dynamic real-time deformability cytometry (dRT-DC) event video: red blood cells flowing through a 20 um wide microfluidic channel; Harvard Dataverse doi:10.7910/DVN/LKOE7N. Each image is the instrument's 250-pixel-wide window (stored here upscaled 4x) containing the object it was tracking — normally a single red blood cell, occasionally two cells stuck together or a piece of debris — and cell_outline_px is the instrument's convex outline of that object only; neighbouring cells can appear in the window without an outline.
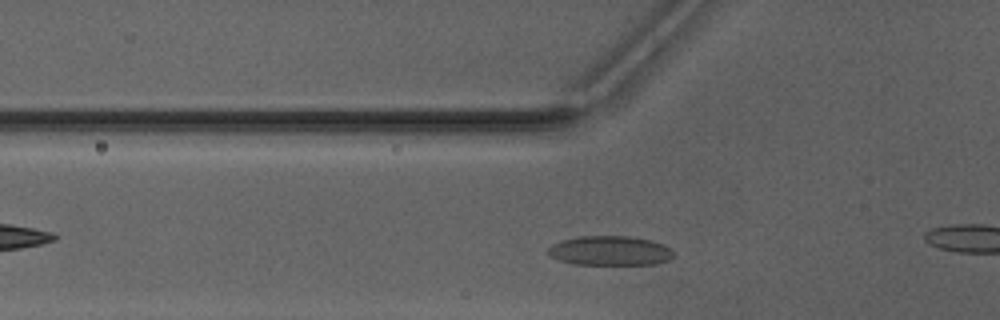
{"species": "Egyptian fruit bat (a non-hibernating species)", "species_latin": "Rousettus aegyptiacus", "temperature_condition": "warm", "stored_images_in_passage": 35, "camera_frame_rate_fps": 3000, "um_per_image_px": 0.085, "animal": {"sex": "male"}, "frame": {"image": 1, "passage_image": 11, "time_ms": 3.333, "image_size_px": [1000, 320], "cell_outline_px": [[676, 252], [668, 260], [656, 264], [572, 264], [556, 260], [548, 256], [548, 248], [552, 244], [560, 240], [580, 236], [628, 236], [652, 240], [664, 244], [672, 248]], "centroid_in_image_um": [51.84, 21.31], "position_along_channel_um": 74.0, "area_um2": 21.91}}
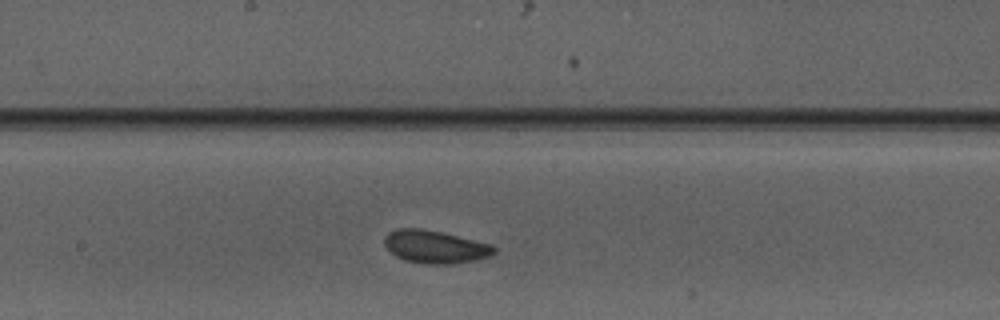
{"frame": {"image": 2, "passage_image": 21, "time_ms": 6.667, "image_size_px": [1000, 320], "cell_outline_px": [[496, 252], [488, 256], [472, 260], [452, 264], [424, 264], [404, 260], [396, 256], [384, 244], [384, 236], [388, 232], [396, 228], [420, 228], [440, 232], [492, 244], [496, 248]], "centroid_in_image_um": [36.95, 20.97], "position_along_channel_um": 211.2, "area_um2": 20.87}}
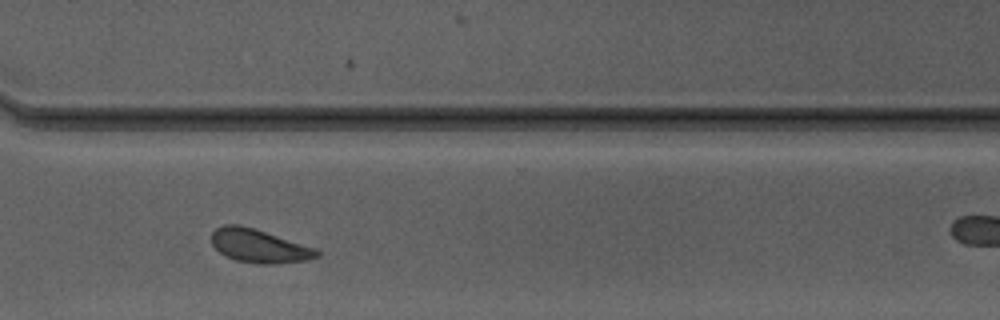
{"frame": {"image": 3, "passage_image": 31, "time_ms": 10.0, "image_size_px": [1000, 320], "cell_outline_px": [[320, 256], [308, 260], [280, 264], [260, 264], [236, 260], [224, 256], [212, 244], [212, 232], [216, 228], [224, 224], [240, 224], [316, 248], [320, 252]], "centroid_in_image_um": [22.03, 20.92], "position_along_channel_um": 348.6, "area_um2": 20.58}}